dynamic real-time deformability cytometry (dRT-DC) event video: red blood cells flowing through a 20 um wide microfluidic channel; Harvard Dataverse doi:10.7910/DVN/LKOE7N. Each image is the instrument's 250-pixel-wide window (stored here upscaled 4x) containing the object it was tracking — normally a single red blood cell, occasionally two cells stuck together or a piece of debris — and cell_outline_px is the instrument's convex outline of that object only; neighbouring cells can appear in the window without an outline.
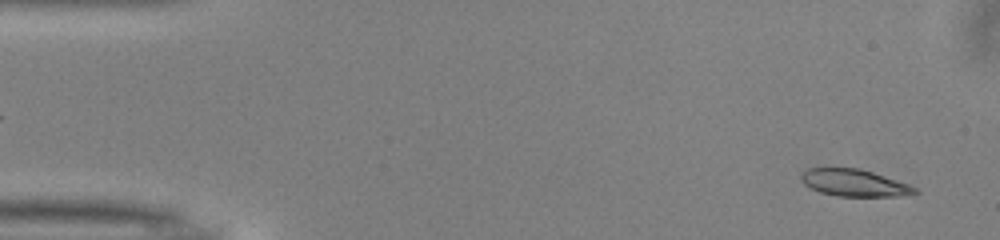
{"species": "common noctule bat (a hibernating species)", "species_latin": "Nyctalus noctula", "temperature_condition": "warm", "stored_images_in_passage": 50, "camera_frame_rate_fps": 3000, "um_per_image_px": 0.085, "animal": {"sex": "male", "body_mass_g": 13.0, "forearm_length_mm": 53.1}, "frame": {"image": 1, "passage_image": 2, "time_ms": 0.333, "image_size_px": [1000, 240], "cell_outline_px": [[920, 192], [896, 196], [840, 196], [820, 192], [804, 184], [800, 180], [800, 176], [804, 168], [824, 164], [860, 168], [908, 184], [916, 188]], "centroid_in_image_um": [72.47, 15.47], "position_along_channel_um": 12.5, "area_um2": 18.55}}
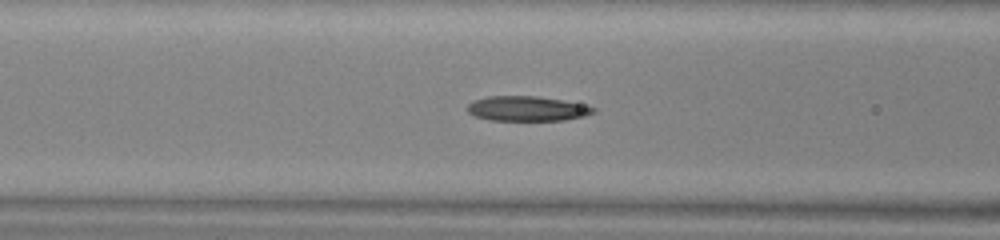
{"frame": {"image": 2, "passage_image": 19, "time_ms": 6.0, "image_size_px": [1000, 240], "cell_outline_px": [[596, 112], [584, 116], [564, 120], [492, 120], [476, 116], [468, 112], [468, 104], [472, 100], [488, 96], [536, 96], [560, 100], [580, 104], [596, 108]], "centroid_in_image_um": [44.78, 9.23], "position_along_channel_um": 121.8, "area_um2": 18.03}}
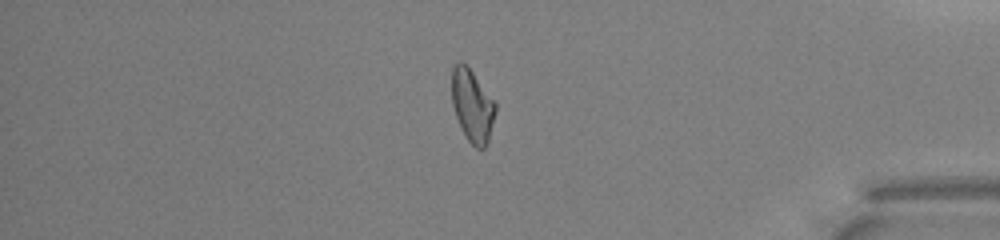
{"frame": {"image": 3, "passage_image": 42, "time_ms": 13.667, "image_size_px": [1000, 240], "cell_outline_px": [[496, 112], [488, 144], [484, 148], [476, 148], [468, 140], [460, 128], [452, 104], [452, 68], [460, 60], [472, 72], [496, 104]], "centroid_in_image_um": [40.14, 9.03], "position_along_channel_um": 395.1, "area_um2": 18.26}, "authors_computed_cell_mechanics": {"area_um2": 18.6983, "velocity_mm_per_s": 4.016, "shape_relaxation_time_tau1_ms": null, "shape_relaxation_time_tau2_ms": 3.4873, "deformation_change_tau1": null, "deformation_change_tau2": 0.0999}}